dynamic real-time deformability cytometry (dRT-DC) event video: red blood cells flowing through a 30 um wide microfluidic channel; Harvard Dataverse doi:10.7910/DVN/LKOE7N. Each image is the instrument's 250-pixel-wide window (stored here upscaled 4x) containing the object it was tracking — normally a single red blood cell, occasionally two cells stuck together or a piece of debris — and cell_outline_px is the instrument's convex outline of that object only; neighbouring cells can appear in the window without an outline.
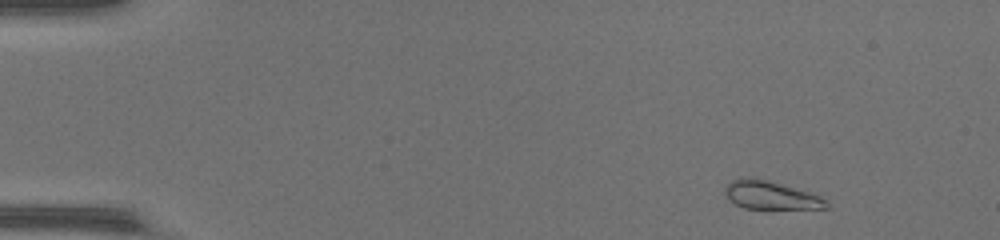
{"species": "common noctule bat (a hibernating species)", "species_latin": "Nyctalus noctula", "temperature_condition": "warm", "stored_images_in_passage": 49, "camera_frame_rate_fps": 3000, "um_per_image_px": 0.085, "animal": {"sex": "female", "body_mass_g": 17.0, "forearm_length_mm": 48.0}, "frame": {"image": 1, "passage_image": 3, "time_ms": 0.667, "image_size_px": [1000, 240], "cell_outline_px": [[832, 208], [744, 208], [736, 204], [724, 196], [724, 188], [732, 180], [740, 176], [756, 176], [808, 192], [820, 196]], "centroid_in_image_um": [65.44, 16.56], "position_along_channel_um": 19.6, "area_um2": 16.76}}
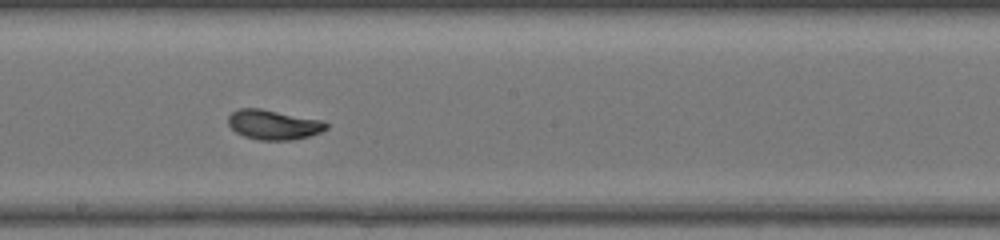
{"frame": {"image": 2, "passage_image": 27, "time_ms": 8.667, "image_size_px": [1000, 240], "cell_outline_px": [[328, 128], [320, 132], [308, 136], [292, 140], [260, 140], [244, 136], [236, 132], [228, 124], [228, 116], [232, 112], [240, 108], [260, 108], [320, 120], [328, 124]], "centroid_in_image_um": [23.22, 10.6], "position_along_channel_um": 225.0, "area_um2": 16.82}}
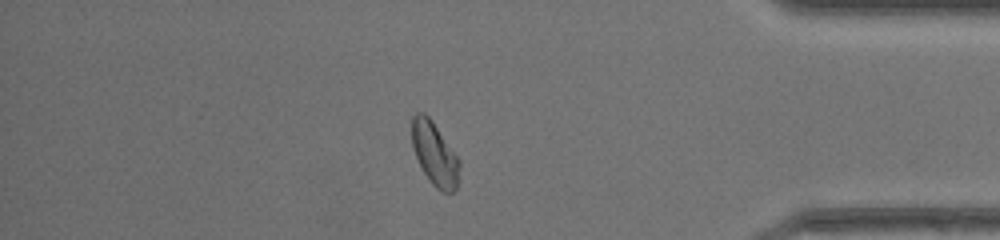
{"frame": {"image": 3, "passage_image": 42, "time_ms": 13.667, "image_size_px": [1000, 240], "cell_outline_px": [[460, 164], [456, 188], [452, 192], [444, 192], [436, 188], [432, 184], [424, 172], [412, 148], [412, 116], [416, 112], [424, 112], [432, 120], [460, 160]], "centroid_in_image_um": [36.94, 13.05], "position_along_channel_um": 398.3, "area_um2": 17.4}}